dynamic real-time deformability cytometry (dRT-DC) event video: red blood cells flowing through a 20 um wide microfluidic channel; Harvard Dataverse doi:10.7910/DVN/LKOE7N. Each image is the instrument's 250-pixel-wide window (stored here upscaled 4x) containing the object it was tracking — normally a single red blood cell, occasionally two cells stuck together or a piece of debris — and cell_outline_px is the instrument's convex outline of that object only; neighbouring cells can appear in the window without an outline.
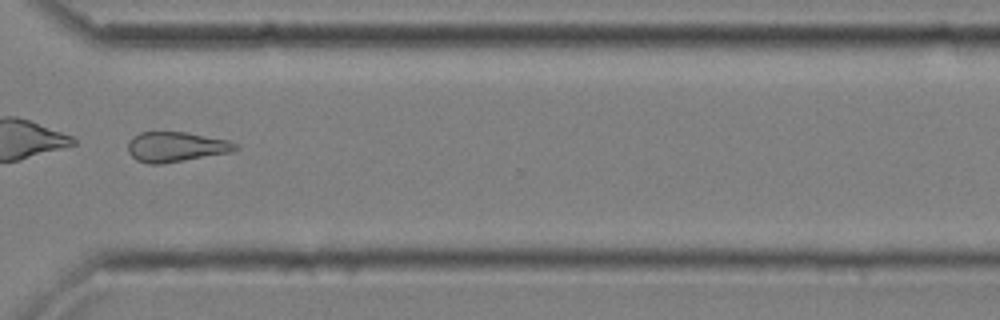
{"species": "common noctule bat (a hibernating species)", "species_latin": "Nyctalus noctula", "temperature_condition": "cold", "stored_images_in_passage": 48, "camera_frame_rate_fps": 3000, "um_per_image_px": 0.085, "animal": {"sex": "male", "body_mass_g": 20.4}, "frame": {"image": 1, "passage_image": 41, "time_ms": 13.333, "image_size_px": [1000, 320], "cell_outline_px": [[240, 148], [228, 152], [184, 160], [160, 164], [148, 164], [136, 160], [128, 152], [128, 144], [132, 136], [140, 132], [184, 132], [228, 140], [236, 144]], "centroid_in_image_um": [14.91, 12.48], "position_along_channel_um": 355.7, "area_um2": 18.55}, "authors_computed_cell_mechanics": {"area_um2": 22.0507, "velocity_mm_per_s": 3.6258, "shape_relaxation_time_tau1_ms": null, "shape_relaxation_time_tau2_ms": 4.6217, "deformation_change_tau1": null, "deformation_change_tau2": 0.158}}